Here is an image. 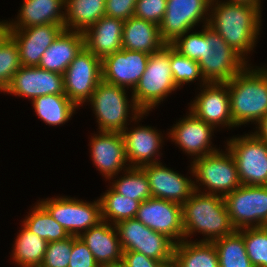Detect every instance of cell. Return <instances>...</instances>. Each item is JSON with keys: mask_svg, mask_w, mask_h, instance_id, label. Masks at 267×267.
Wrapping results in <instances>:
<instances>
[{"mask_svg": "<svg viewBox=\"0 0 267 267\" xmlns=\"http://www.w3.org/2000/svg\"><path fill=\"white\" fill-rule=\"evenodd\" d=\"M194 188L190 198L182 204L184 240L196 231L206 236L201 242H213L233 234L236 229L230 220L224 197L203 193L195 182Z\"/></svg>", "mask_w": 267, "mask_h": 267, "instance_id": "7a4b0ae2", "label": "cell"}, {"mask_svg": "<svg viewBox=\"0 0 267 267\" xmlns=\"http://www.w3.org/2000/svg\"><path fill=\"white\" fill-rule=\"evenodd\" d=\"M215 151L206 156L194 159L191 164L192 176L207 186V194L225 197L241 186L235 161L229 152ZM219 194H218V193Z\"/></svg>", "mask_w": 267, "mask_h": 267, "instance_id": "ba28073f", "label": "cell"}, {"mask_svg": "<svg viewBox=\"0 0 267 267\" xmlns=\"http://www.w3.org/2000/svg\"><path fill=\"white\" fill-rule=\"evenodd\" d=\"M243 234L246 253L254 267H267V226L244 228Z\"/></svg>", "mask_w": 267, "mask_h": 267, "instance_id": "d590c367", "label": "cell"}, {"mask_svg": "<svg viewBox=\"0 0 267 267\" xmlns=\"http://www.w3.org/2000/svg\"><path fill=\"white\" fill-rule=\"evenodd\" d=\"M167 0H137L133 16L160 25L166 11Z\"/></svg>", "mask_w": 267, "mask_h": 267, "instance_id": "ab89813d", "label": "cell"}, {"mask_svg": "<svg viewBox=\"0 0 267 267\" xmlns=\"http://www.w3.org/2000/svg\"><path fill=\"white\" fill-rule=\"evenodd\" d=\"M170 66L173 73V80L177 87L184 83L200 79L202 88L207 82L203 79L200 66L197 61L185 57L170 45Z\"/></svg>", "mask_w": 267, "mask_h": 267, "instance_id": "8d00e7d4", "label": "cell"}, {"mask_svg": "<svg viewBox=\"0 0 267 267\" xmlns=\"http://www.w3.org/2000/svg\"><path fill=\"white\" fill-rule=\"evenodd\" d=\"M259 69V70H258ZM231 115L236 126L256 122L267 115V69L245 67L226 82Z\"/></svg>", "mask_w": 267, "mask_h": 267, "instance_id": "3957f363", "label": "cell"}, {"mask_svg": "<svg viewBox=\"0 0 267 267\" xmlns=\"http://www.w3.org/2000/svg\"><path fill=\"white\" fill-rule=\"evenodd\" d=\"M228 2H233V3H242V4H249L255 7H258L259 9H261L260 7V2L261 0H229Z\"/></svg>", "mask_w": 267, "mask_h": 267, "instance_id": "7dc6e473", "label": "cell"}, {"mask_svg": "<svg viewBox=\"0 0 267 267\" xmlns=\"http://www.w3.org/2000/svg\"><path fill=\"white\" fill-rule=\"evenodd\" d=\"M126 90L123 87L101 81L88 102L93 107L99 124V131L122 132L127 125L129 109L132 111V120L137 121L146 114L141 112L136 103L126 98ZM132 106V107H131Z\"/></svg>", "mask_w": 267, "mask_h": 267, "instance_id": "8992f818", "label": "cell"}, {"mask_svg": "<svg viewBox=\"0 0 267 267\" xmlns=\"http://www.w3.org/2000/svg\"><path fill=\"white\" fill-rule=\"evenodd\" d=\"M200 32L199 66L207 83H226L246 66L244 60L208 25Z\"/></svg>", "mask_w": 267, "mask_h": 267, "instance_id": "277c9868", "label": "cell"}, {"mask_svg": "<svg viewBox=\"0 0 267 267\" xmlns=\"http://www.w3.org/2000/svg\"><path fill=\"white\" fill-rule=\"evenodd\" d=\"M178 87L170 66V44L149 56L146 70L133 90L132 99L141 112L150 111Z\"/></svg>", "mask_w": 267, "mask_h": 267, "instance_id": "5b68a950", "label": "cell"}, {"mask_svg": "<svg viewBox=\"0 0 267 267\" xmlns=\"http://www.w3.org/2000/svg\"><path fill=\"white\" fill-rule=\"evenodd\" d=\"M137 0H106L105 16L126 21L133 17Z\"/></svg>", "mask_w": 267, "mask_h": 267, "instance_id": "7bdbcfd3", "label": "cell"}, {"mask_svg": "<svg viewBox=\"0 0 267 267\" xmlns=\"http://www.w3.org/2000/svg\"><path fill=\"white\" fill-rule=\"evenodd\" d=\"M149 56L145 52L122 48L104 57L101 60L102 81L134 90L146 70Z\"/></svg>", "mask_w": 267, "mask_h": 267, "instance_id": "9a60e30c", "label": "cell"}, {"mask_svg": "<svg viewBox=\"0 0 267 267\" xmlns=\"http://www.w3.org/2000/svg\"><path fill=\"white\" fill-rule=\"evenodd\" d=\"M124 175L112 182L111 187L117 193L140 203L152 197L149 180L141 167H129Z\"/></svg>", "mask_w": 267, "mask_h": 267, "instance_id": "e575fe53", "label": "cell"}, {"mask_svg": "<svg viewBox=\"0 0 267 267\" xmlns=\"http://www.w3.org/2000/svg\"><path fill=\"white\" fill-rule=\"evenodd\" d=\"M99 200L102 220L111 221L112 225H116L122 220L135 218L140 205L139 201L125 197L111 187Z\"/></svg>", "mask_w": 267, "mask_h": 267, "instance_id": "d6a6232c", "label": "cell"}, {"mask_svg": "<svg viewBox=\"0 0 267 267\" xmlns=\"http://www.w3.org/2000/svg\"><path fill=\"white\" fill-rule=\"evenodd\" d=\"M32 104L38 117L53 126L68 121L77 108L65 94L38 96Z\"/></svg>", "mask_w": 267, "mask_h": 267, "instance_id": "4dcf8cb0", "label": "cell"}, {"mask_svg": "<svg viewBox=\"0 0 267 267\" xmlns=\"http://www.w3.org/2000/svg\"><path fill=\"white\" fill-rule=\"evenodd\" d=\"M112 267H124V266L122 264H120V265H114Z\"/></svg>", "mask_w": 267, "mask_h": 267, "instance_id": "681fc988", "label": "cell"}, {"mask_svg": "<svg viewBox=\"0 0 267 267\" xmlns=\"http://www.w3.org/2000/svg\"><path fill=\"white\" fill-rule=\"evenodd\" d=\"M165 45L166 43L160 35L159 25L134 16L124 21L123 49L141 51L151 55L161 50Z\"/></svg>", "mask_w": 267, "mask_h": 267, "instance_id": "4316f807", "label": "cell"}, {"mask_svg": "<svg viewBox=\"0 0 267 267\" xmlns=\"http://www.w3.org/2000/svg\"><path fill=\"white\" fill-rule=\"evenodd\" d=\"M217 250L219 267H254L246 253L243 234H233L213 241Z\"/></svg>", "mask_w": 267, "mask_h": 267, "instance_id": "1f68e13d", "label": "cell"}, {"mask_svg": "<svg viewBox=\"0 0 267 267\" xmlns=\"http://www.w3.org/2000/svg\"><path fill=\"white\" fill-rule=\"evenodd\" d=\"M22 223L48 243L64 240L70 236L39 202Z\"/></svg>", "mask_w": 267, "mask_h": 267, "instance_id": "836d02e7", "label": "cell"}, {"mask_svg": "<svg viewBox=\"0 0 267 267\" xmlns=\"http://www.w3.org/2000/svg\"><path fill=\"white\" fill-rule=\"evenodd\" d=\"M149 180L152 197L161 198L182 205L195 191L194 181L180 175L162 163L141 166Z\"/></svg>", "mask_w": 267, "mask_h": 267, "instance_id": "ac0fdd59", "label": "cell"}, {"mask_svg": "<svg viewBox=\"0 0 267 267\" xmlns=\"http://www.w3.org/2000/svg\"><path fill=\"white\" fill-rule=\"evenodd\" d=\"M90 146L92 161L105 178L111 180L122 169L125 172L129 168L125 167L127 159L121 132L99 131L91 138Z\"/></svg>", "mask_w": 267, "mask_h": 267, "instance_id": "ffe728a7", "label": "cell"}, {"mask_svg": "<svg viewBox=\"0 0 267 267\" xmlns=\"http://www.w3.org/2000/svg\"><path fill=\"white\" fill-rule=\"evenodd\" d=\"M209 8L210 3L206 0H167L165 15L159 25L162 40L171 44L179 36L190 32L202 19L207 25Z\"/></svg>", "mask_w": 267, "mask_h": 267, "instance_id": "4fadbf2b", "label": "cell"}, {"mask_svg": "<svg viewBox=\"0 0 267 267\" xmlns=\"http://www.w3.org/2000/svg\"><path fill=\"white\" fill-rule=\"evenodd\" d=\"M84 47V34L64 29L43 53L38 67L64 74L67 67Z\"/></svg>", "mask_w": 267, "mask_h": 267, "instance_id": "d4e9b609", "label": "cell"}, {"mask_svg": "<svg viewBox=\"0 0 267 267\" xmlns=\"http://www.w3.org/2000/svg\"><path fill=\"white\" fill-rule=\"evenodd\" d=\"M22 67L16 42L8 36L0 44V91L8 87L12 76Z\"/></svg>", "mask_w": 267, "mask_h": 267, "instance_id": "74e56055", "label": "cell"}, {"mask_svg": "<svg viewBox=\"0 0 267 267\" xmlns=\"http://www.w3.org/2000/svg\"><path fill=\"white\" fill-rule=\"evenodd\" d=\"M258 131L254 132V134L260 138L267 145V115L264 116L257 124Z\"/></svg>", "mask_w": 267, "mask_h": 267, "instance_id": "f6af8a7d", "label": "cell"}, {"mask_svg": "<svg viewBox=\"0 0 267 267\" xmlns=\"http://www.w3.org/2000/svg\"><path fill=\"white\" fill-rule=\"evenodd\" d=\"M211 3L212 13L208 26L221 35L224 41L244 60L257 41L261 24V10L258 7L233 2ZM214 5V6H213ZM213 7V8H212Z\"/></svg>", "mask_w": 267, "mask_h": 267, "instance_id": "6da1fadb", "label": "cell"}, {"mask_svg": "<svg viewBox=\"0 0 267 267\" xmlns=\"http://www.w3.org/2000/svg\"><path fill=\"white\" fill-rule=\"evenodd\" d=\"M4 92L32 100L38 96L65 94L64 76L38 66H22Z\"/></svg>", "mask_w": 267, "mask_h": 267, "instance_id": "2e32d148", "label": "cell"}, {"mask_svg": "<svg viewBox=\"0 0 267 267\" xmlns=\"http://www.w3.org/2000/svg\"><path fill=\"white\" fill-rule=\"evenodd\" d=\"M206 1L209 2L210 4L216 2V0H206ZM217 1H219V0H217Z\"/></svg>", "mask_w": 267, "mask_h": 267, "instance_id": "c3c4849f", "label": "cell"}, {"mask_svg": "<svg viewBox=\"0 0 267 267\" xmlns=\"http://www.w3.org/2000/svg\"><path fill=\"white\" fill-rule=\"evenodd\" d=\"M15 239L12 257L20 267H40L48 242L24 225Z\"/></svg>", "mask_w": 267, "mask_h": 267, "instance_id": "f546056e", "label": "cell"}, {"mask_svg": "<svg viewBox=\"0 0 267 267\" xmlns=\"http://www.w3.org/2000/svg\"><path fill=\"white\" fill-rule=\"evenodd\" d=\"M68 267H100L92 252L79 238L72 236V250Z\"/></svg>", "mask_w": 267, "mask_h": 267, "instance_id": "60d3db41", "label": "cell"}, {"mask_svg": "<svg viewBox=\"0 0 267 267\" xmlns=\"http://www.w3.org/2000/svg\"><path fill=\"white\" fill-rule=\"evenodd\" d=\"M60 24H46L23 29H10L16 42L22 66H38L43 53L64 30Z\"/></svg>", "mask_w": 267, "mask_h": 267, "instance_id": "d6986e66", "label": "cell"}, {"mask_svg": "<svg viewBox=\"0 0 267 267\" xmlns=\"http://www.w3.org/2000/svg\"><path fill=\"white\" fill-rule=\"evenodd\" d=\"M63 76L65 95L78 107L90 100L102 81L101 59L84 46Z\"/></svg>", "mask_w": 267, "mask_h": 267, "instance_id": "7c38bea8", "label": "cell"}, {"mask_svg": "<svg viewBox=\"0 0 267 267\" xmlns=\"http://www.w3.org/2000/svg\"><path fill=\"white\" fill-rule=\"evenodd\" d=\"M121 264L124 267H168L164 262L135 251H123Z\"/></svg>", "mask_w": 267, "mask_h": 267, "instance_id": "ee69618b", "label": "cell"}, {"mask_svg": "<svg viewBox=\"0 0 267 267\" xmlns=\"http://www.w3.org/2000/svg\"><path fill=\"white\" fill-rule=\"evenodd\" d=\"M189 112L188 116L176 123L172 130L170 129L168 137H171V140L187 154L195 155L194 159L218 151L211 146L214 127Z\"/></svg>", "mask_w": 267, "mask_h": 267, "instance_id": "44dd1931", "label": "cell"}, {"mask_svg": "<svg viewBox=\"0 0 267 267\" xmlns=\"http://www.w3.org/2000/svg\"><path fill=\"white\" fill-rule=\"evenodd\" d=\"M106 0H65L66 30L85 32L105 16Z\"/></svg>", "mask_w": 267, "mask_h": 267, "instance_id": "f1b7e54d", "label": "cell"}, {"mask_svg": "<svg viewBox=\"0 0 267 267\" xmlns=\"http://www.w3.org/2000/svg\"><path fill=\"white\" fill-rule=\"evenodd\" d=\"M79 238L92 252L100 267H112L122 263L123 250L115 225L100 221L79 235Z\"/></svg>", "mask_w": 267, "mask_h": 267, "instance_id": "7402d4cb", "label": "cell"}, {"mask_svg": "<svg viewBox=\"0 0 267 267\" xmlns=\"http://www.w3.org/2000/svg\"><path fill=\"white\" fill-rule=\"evenodd\" d=\"M204 88L190 104L189 110L214 128L220 124L229 128L236 127L231 115L228 85L207 83Z\"/></svg>", "mask_w": 267, "mask_h": 267, "instance_id": "e0dca14e", "label": "cell"}, {"mask_svg": "<svg viewBox=\"0 0 267 267\" xmlns=\"http://www.w3.org/2000/svg\"><path fill=\"white\" fill-rule=\"evenodd\" d=\"M39 203L70 236L79 237L81 231H87L102 221L99 199L89 203L63 196L55 199L46 198Z\"/></svg>", "mask_w": 267, "mask_h": 267, "instance_id": "8fae6325", "label": "cell"}, {"mask_svg": "<svg viewBox=\"0 0 267 267\" xmlns=\"http://www.w3.org/2000/svg\"><path fill=\"white\" fill-rule=\"evenodd\" d=\"M72 250V236L47 244L44 259L40 267H68Z\"/></svg>", "mask_w": 267, "mask_h": 267, "instance_id": "f35d334b", "label": "cell"}, {"mask_svg": "<svg viewBox=\"0 0 267 267\" xmlns=\"http://www.w3.org/2000/svg\"><path fill=\"white\" fill-rule=\"evenodd\" d=\"M65 0H24L18 20L9 22L10 29H23L46 24H65Z\"/></svg>", "mask_w": 267, "mask_h": 267, "instance_id": "484cf974", "label": "cell"}, {"mask_svg": "<svg viewBox=\"0 0 267 267\" xmlns=\"http://www.w3.org/2000/svg\"><path fill=\"white\" fill-rule=\"evenodd\" d=\"M241 185L267 186V145L253 132L227 141Z\"/></svg>", "mask_w": 267, "mask_h": 267, "instance_id": "9c48e42d", "label": "cell"}, {"mask_svg": "<svg viewBox=\"0 0 267 267\" xmlns=\"http://www.w3.org/2000/svg\"><path fill=\"white\" fill-rule=\"evenodd\" d=\"M115 226L123 251H135L173 265L175 243L166 235L153 231L136 218L122 220Z\"/></svg>", "mask_w": 267, "mask_h": 267, "instance_id": "52a82bcc", "label": "cell"}, {"mask_svg": "<svg viewBox=\"0 0 267 267\" xmlns=\"http://www.w3.org/2000/svg\"><path fill=\"white\" fill-rule=\"evenodd\" d=\"M128 131V127H126L121 133L124 138L127 162H131L129 167L159 163L154 157L159 156L157 152L162 146L161 133L148 126H139Z\"/></svg>", "mask_w": 267, "mask_h": 267, "instance_id": "603a6c76", "label": "cell"}, {"mask_svg": "<svg viewBox=\"0 0 267 267\" xmlns=\"http://www.w3.org/2000/svg\"><path fill=\"white\" fill-rule=\"evenodd\" d=\"M135 218L175 244L184 240L182 205L178 203L151 197L140 203Z\"/></svg>", "mask_w": 267, "mask_h": 267, "instance_id": "5bb4252c", "label": "cell"}, {"mask_svg": "<svg viewBox=\"0 0 267 267\" xmlns=\"http://www.w3.org/2000/svg\"><path fill=\"white\" fill-rule=\"evenodd\" d=\"M224 200L236 230L267 226V186L241 185Z\"/></svg>", "mask_w": 267, "mask_h": 267, "instance_id": "30bf717a", "label": "cell"}, {"mask_svg": "<svg viewBox=\"0 0 267 267\" xmlns=\"http://www.w3.org/2000/svg\"><path fill=\"white\" fill-rule=\"evenodd\" d=\"M187 33L176 38L170 45L185 57L199 62L200 32Z\"/></svg>", "mask_w": 267, "mask_h": 267, "instance_id": "b9f144b4", "label": "cell"}, {"mask_svg": "<svg viewBox=\"0 0 267 267\" xmlns=\"http://www.w3.org/2000/svg\"><path fill=\"white\" fill-rule=\"evenodd\" d=\"M10 26L9 22L0 21V44L9 36Z\"/></svg>", "mask_w": 267, "mask_h": 267, "instance_id": "bcb514c9", "label": "cell"}, {"mask_svg": "<svg viewBox=\"0 0 267 267\" xmlns=\"http://www.w3.org/2000/svg\"><path fill=\"white\" fill-rule=\"evenodd\" d=\"M124 21L103 16L84 34V46L101 60L122 49Z\"/></svg>", "mask_w": 267, "mask_h": 267, "instance_id": "cb8c5ba5", "label": "cell"}, {"mask_svg": "<svg viewBox=\"0 0 267 267\" xmlns=\"http://www.w3.org/2000/svg\"><path fill=\"white\" fill-rule=\"evenodd\" d=\"M174 267H219L213 242L183 240L174 247Z\"/></svg>", "mask_w": 267, "mask_h": 267, "instance_id": "83f0119b", "label": "cell"}]
</instances>
